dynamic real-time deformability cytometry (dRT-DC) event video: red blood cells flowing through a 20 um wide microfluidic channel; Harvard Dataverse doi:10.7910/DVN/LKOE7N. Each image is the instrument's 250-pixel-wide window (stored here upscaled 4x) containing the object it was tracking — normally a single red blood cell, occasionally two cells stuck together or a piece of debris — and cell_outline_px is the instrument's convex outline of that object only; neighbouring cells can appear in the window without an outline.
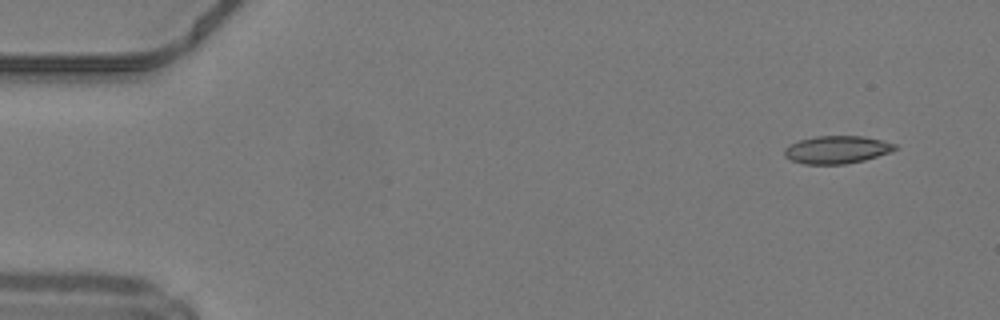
{"species": "common noctule bat (a hibernating species)", "species_latin": "Nyctalus noctula", "temperature_condition": "warm", "stored_images_in_passage": 9, "camera_frame_rate_fps": 3000, "um_per_image_px": 0.085, "animal": {"sex": "male", "body_mass_g": 19.2, "forearm_length_mm": 51.8}, "frame": {"image": 1, "passage_image": 1, "time_ms": 0.0, "image_size_px": [1000, 320], "cell_outline_px": [[900, 148], [864, 160], [844, 164], [804, 164], [792, 160], [784, 156], [784, 148], [788, 144], [800, 140], [816, 136], [864, 136], [896, 144]], "centroid_in_image_um": [71.11, 12.72], "position_along_channel_um": 13.9, "area_um2": 17.8}}